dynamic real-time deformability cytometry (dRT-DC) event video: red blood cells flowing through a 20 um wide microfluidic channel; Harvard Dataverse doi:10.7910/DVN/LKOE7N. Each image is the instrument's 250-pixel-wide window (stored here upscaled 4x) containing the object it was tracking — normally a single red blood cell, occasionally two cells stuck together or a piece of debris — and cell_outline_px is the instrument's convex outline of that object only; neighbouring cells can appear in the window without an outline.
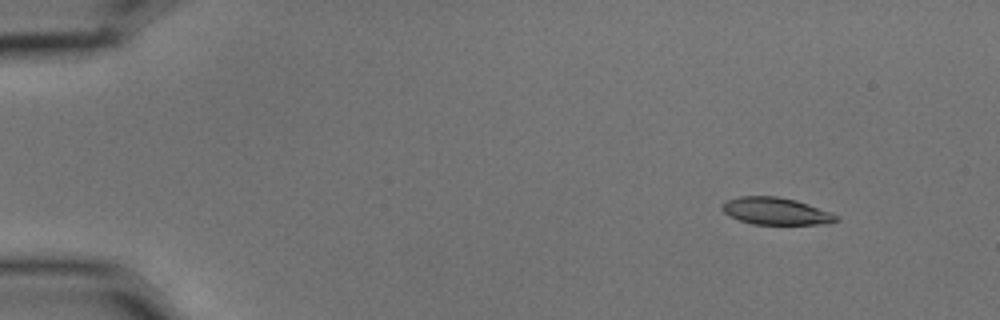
{"species": "common noctule bat (a hibernating species)", "species_latin": "Nyctalus noctula", "temperature_condition": "cold", "stored_images_in_passage": 5, "segment_of_instrument_passage": [1, 2], "camera_frame_rate_fps": 3000, "um_per_image_px": 0.085, "animal": {"sex": "male", "body_mass_g": 15.6}, "frame": {"image": 1, "passage_image": 1, "time_ms": 0.0, "image_size_px": [1000, 320], "cell_outline_px": [[840, 220], [824, 224], [752, 224], [740, 220], [724, 212], [720, 208], [720, 204], [724, 200], [740, 196], [776, 196], [796, 200], [832, 212], [840, 216]], "centroid_in_image_um": [65.95, 17.94], "position_along_channel_um": 19.0, "area_um2": 18.21}}